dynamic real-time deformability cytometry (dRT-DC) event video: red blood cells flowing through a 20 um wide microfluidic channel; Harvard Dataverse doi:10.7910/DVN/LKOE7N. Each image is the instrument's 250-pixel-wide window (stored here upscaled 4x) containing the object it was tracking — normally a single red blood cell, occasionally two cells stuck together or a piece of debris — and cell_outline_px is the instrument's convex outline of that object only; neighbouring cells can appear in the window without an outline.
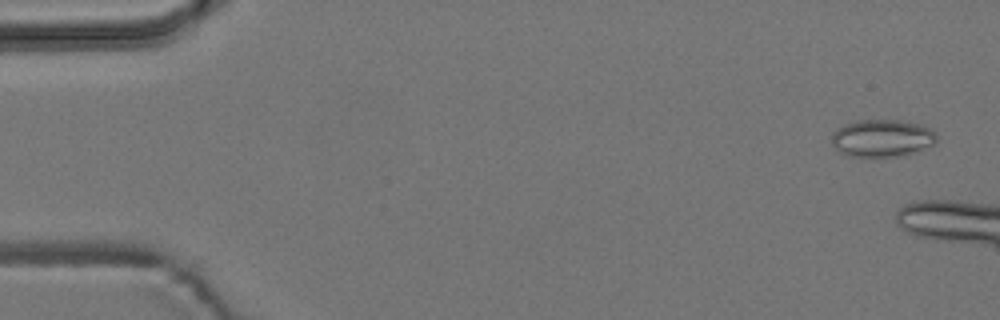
{"species": "common noctule bat (a hibernating species)", "species_latin": "Nyctalus noctula", "temperature_condition": "room temperature", "stored_images_in_passage": 4, "camera_frame_rate_fps": 3000, "um_per_image_px": 0.085, "animal": {"sex": "male", "body_mass_g": 19.2, "forearm_length_mm": 51.8}, "frame": {"image": 1, "passage_image": 4, "time_ms": 4.0, "image_size_px": [1000, 320], "cell_outline_px": [[936, 144], [920, 152], [900, 156], [848, 156], [840, 152], [832, 144], [832, 132], [836, 128], [844, 124], [856, 120], [900, 120], [924, 124], [932, 128], [936, 132]], "centroid_in_image_um": [75.04, 11.73], "position_along_channel_um": 10.0, "area_um2": 23.47}}